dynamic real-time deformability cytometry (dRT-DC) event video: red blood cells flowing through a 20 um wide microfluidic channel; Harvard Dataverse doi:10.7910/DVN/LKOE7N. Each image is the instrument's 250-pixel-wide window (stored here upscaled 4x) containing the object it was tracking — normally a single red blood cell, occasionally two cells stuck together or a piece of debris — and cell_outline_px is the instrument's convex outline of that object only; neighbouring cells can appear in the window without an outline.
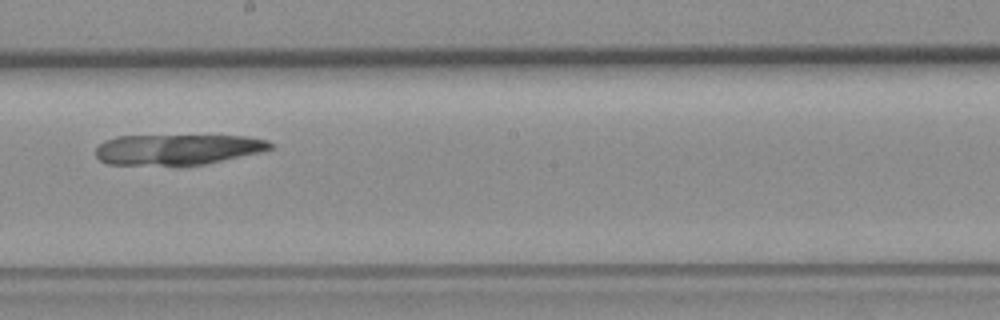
{"species": "common noctule bat (a hibernating species)", "species_latin": "Nyctalus noctula", "temperature_condition": "room temperature", "stored_images_in_passage": 42, "camera_frame_rate_fps": 3000, "um_per_image_px": 0.085, "animal": {"sex": "female", "body_mass_g": 19.3, "forearm_length_mm": 54.1}, "frame": {"image": 1, "passage_image": 17, "time_ms": 5.333, "image_size_px": [1000, 320], "cell_outline_px": [[272, 148], [260, 152], [204, 164], [180, 168], [176, 168], [108, 164], [100, 160], [96, 156], [96, 148], [104, 140], [116, 136], [248, 136], [268, 140], [272, 144]], "centroid_in_image_um": [15.03, 12.75], "position_along_channel_um": 233.2, "area_um2": 32.02}}
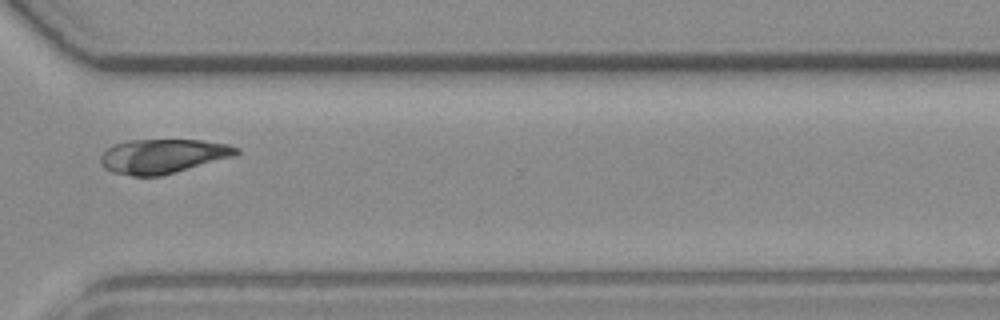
{"frame": {"image": 2, "passage_image": 27, "time_ms": 8.667, "image_size_px": [1000, 320], "cell_outline_px": [[240, 152], [236, 156], [176, 172], [160, 176], [132, 176], [112, 172], [104, 168], [100, 164], [100, 156], [108, 148], [116, 144], [128, 140], [200, 140], [228, 144], [240, 148]], "centroid_in_image_um": [13.87, 13.28], "position_along_channel_um": 356.7, "area_um2": 27.28}}
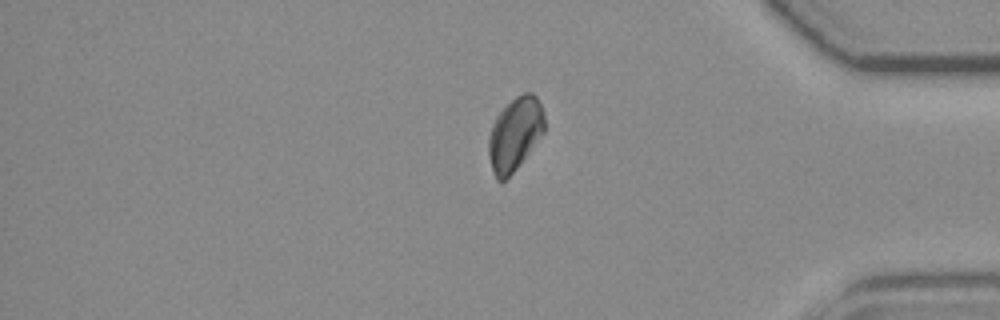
{"frame": {"image": 3, "passage_image": 32, "time_ms": 10.333, "image_size_px": [1000, 320], "cell_outline_px": [[544, 132], [516, 168], [504, 180], [496, 180], [488, 156], [488, 136], [492, 124], [496, 116], [516, 96], [524, 92], [532, 92], [536, 96], [544, 112]], "centroid_in_image_um": [43.75, 11.37], "position_along_channel_um": 391.4, "area_um2": 23.52}}